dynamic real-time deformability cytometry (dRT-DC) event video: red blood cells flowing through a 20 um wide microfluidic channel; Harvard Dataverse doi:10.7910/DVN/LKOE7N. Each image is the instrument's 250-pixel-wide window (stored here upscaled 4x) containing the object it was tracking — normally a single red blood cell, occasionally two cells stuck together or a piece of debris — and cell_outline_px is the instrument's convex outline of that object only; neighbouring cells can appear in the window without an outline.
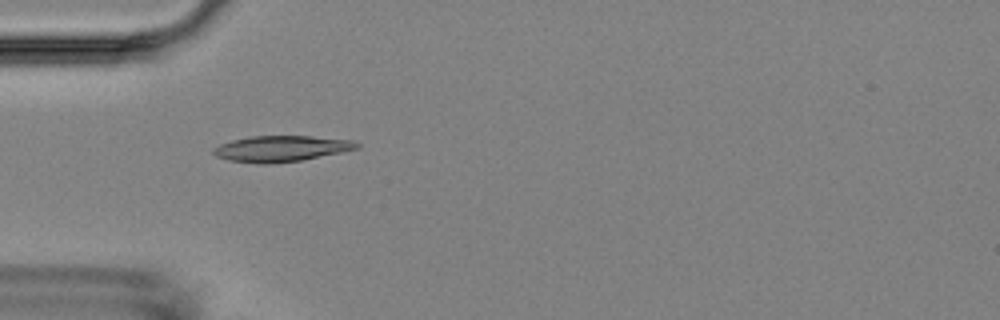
{"species": "Egyptian fruit bat (a non-hibernating species)", "species_latin": "Rousettus aegyptiacus", "temperature_condition": "room temperature", "stored_images_in_passage": 5, "camera_frame_rate_fps": 3000, "um_per_image_px": 0.085, "animal": {"sex": "female"}, "frame": {"image": 1, "passage_image": 5, "time_ms": 4.667, "image_size_px": [1000, 320], "cell_outline_px": [[360, 148], [344, 152], [300, 160], [268, 164], [256, 164], [228, 160], [216, 156], [212, 152], [212, 148], [220, 144], [232, 140], [252, 136], [312, 136], [352, 140], [360, 144]], "centroid_in_image_um": [23.9, 12.64], "position_along_channel_um": 61.1, "area_um2": 21.79}}